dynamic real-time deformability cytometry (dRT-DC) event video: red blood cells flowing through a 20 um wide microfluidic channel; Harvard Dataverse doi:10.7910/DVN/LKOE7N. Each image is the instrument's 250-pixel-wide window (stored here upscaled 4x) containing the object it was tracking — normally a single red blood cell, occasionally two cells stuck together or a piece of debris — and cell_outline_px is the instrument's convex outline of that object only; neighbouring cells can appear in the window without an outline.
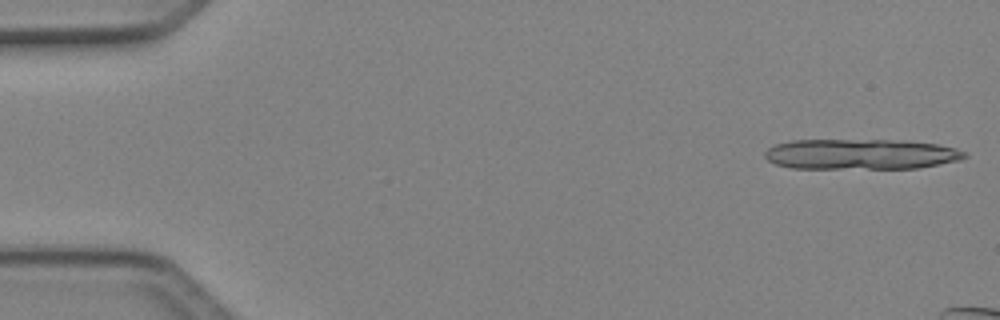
{"species": "Egyptian fruit bat (a non-hibernating species)", "species_latin": "Rousettus aegyptiacus", "temperature_condition": "cold", "stored_images_in_passage": 9, "camera_frame_rate_fps": 3000, "um_per_image_px": 0.085, "animal": {"sex": "female"}, "frame": {"image": 1, "passage_image": 1, "time_ms": 0.0, "image_size_px": [1000, 320], "cell_outline_px": [[968, 156], [960, 160], [916, 168], [792, 168], [776, 164], [768, 160], [764, 156], [764, 152], [768, 148], [776, 144], [792, 140], [904, 140], [936, 144], [956, 148], [968, 152]], "centroid_in_image_um": [73.19, 13.1], "position_along_channel_um": 11.8, "area_um2": 35.49}}